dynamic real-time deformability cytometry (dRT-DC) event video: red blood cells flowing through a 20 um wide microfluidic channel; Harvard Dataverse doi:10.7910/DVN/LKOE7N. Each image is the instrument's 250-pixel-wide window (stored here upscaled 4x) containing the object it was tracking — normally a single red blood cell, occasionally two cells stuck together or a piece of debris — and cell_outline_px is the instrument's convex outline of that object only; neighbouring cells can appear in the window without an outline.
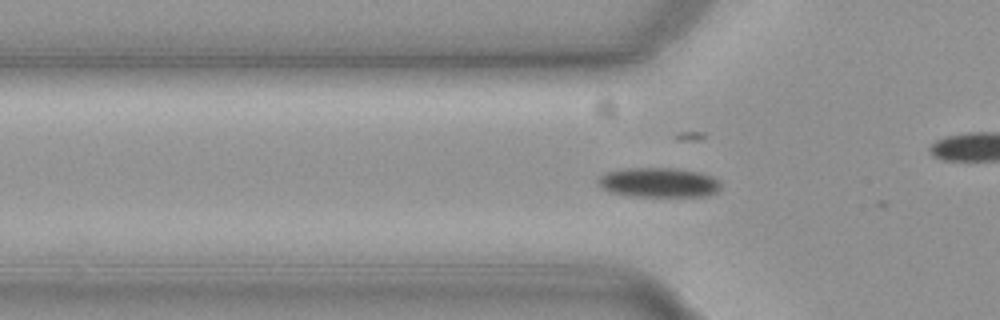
{"species": "common noctule bat (a hibernating species)", "species_latin": "Nyctalus noctula", "temperature_condition": "cold", "stored_images_in_passage": 3, "camera_frame_rate_fps": 3000, "um_per_image_px": 0.085, "animal": {"sex": "female", "body_mass_g": 19.3, "forearm_length_mm": 54.1}, "frame": {"image": 1, "passage_image": 2, "time_ms": 0.333, "image_size_px": [1000, 320], "cell_outline_px": [[720, 188], [716, 192], [708, 196], [628, 196], [608, 192], [600, 188], [596, 184], [596, 176], [604, 172], [624, 168], [676, 168], [696, 172], [712, 176], [720, 180]], "centroid_in_image_um": [55.89, 15.51], "position_along_channel_um": 69.9, "area_um2": 21.68}}